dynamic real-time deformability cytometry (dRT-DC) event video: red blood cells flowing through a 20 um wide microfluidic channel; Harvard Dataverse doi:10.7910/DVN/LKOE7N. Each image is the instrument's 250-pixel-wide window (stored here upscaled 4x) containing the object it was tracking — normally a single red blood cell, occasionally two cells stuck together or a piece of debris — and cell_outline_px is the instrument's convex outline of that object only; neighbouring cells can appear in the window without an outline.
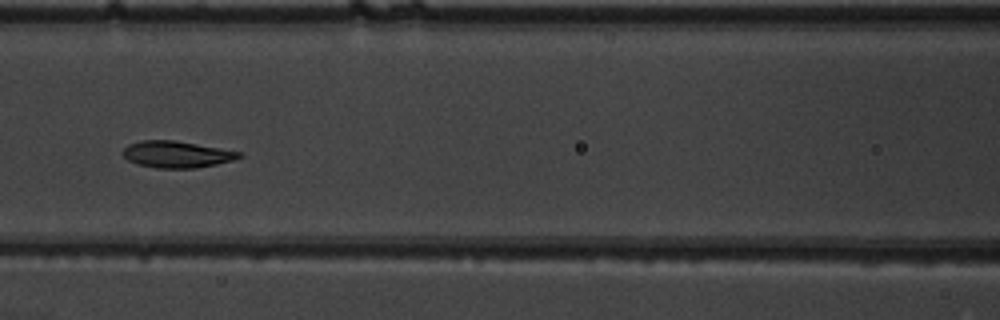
{"species": "common noctule bat (a hibernating species)", "species_latin": "Nyctalus noctula", "temperature_condition": "warm", "stored_images_in_passage": 9, "camera_frame_rate_fps": 3000, "um_per_image_px": 0.085, "animal": {"sex": "male", "body_mass_g": 19.5, "forearm_length_mm": 54.6}, "frame": {"image": 1, "passage_image": 9, "time_ms": 2.667, "image_size_px": [1000, 320], "cell_outline_px": [[244, 156], [232, 160], [216, 164], [196, 168], [156, 168], [136, 164], [128, 160], [120, 152], [128, 144], [144, 140], [176, 140], [244, 152]], "centroid_in_image_um": [15.03, 13.11], "position_along_channel_um": 151.6, "area_um2": 18.26}}